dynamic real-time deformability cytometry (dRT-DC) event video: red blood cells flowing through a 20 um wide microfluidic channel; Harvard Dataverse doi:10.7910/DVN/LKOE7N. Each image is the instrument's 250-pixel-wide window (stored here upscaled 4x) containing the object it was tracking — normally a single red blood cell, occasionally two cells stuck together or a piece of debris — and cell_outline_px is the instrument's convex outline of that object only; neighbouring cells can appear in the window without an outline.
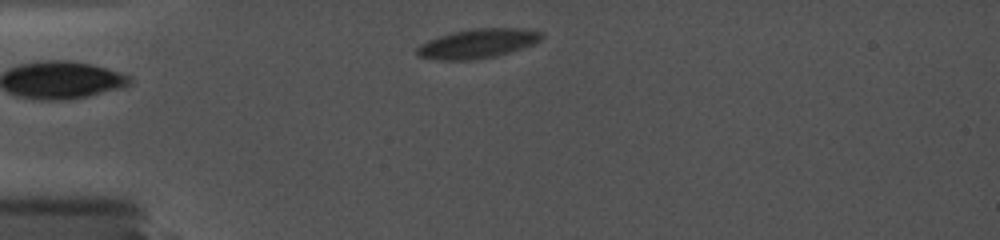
{"species": "common noctule bat (a hibernating species)", "species_latin": "Nyctalus noctula", "temperature_condition": "cold", "stored_images_in_passage": 45, "camera_frame_rate_fps": 5000, "um_per_image_px": 0.085, "animal": {"sex": "female", "body_mass_g": 19.0, "forearm_length_mm": 56.7}, "frame": {"image": 1, "passage_image": 1, "time_ms": 0.0, "image_size_px": [1000, 240], "cell_outline_px": [[544, 36], [540, 40], [532, 44], [492, 56], [460, 60], [448, 60], [420, 56], [416, 52], [416, 48], [420, 44], [436, 36], [452, 32], [472, 28], [528, 28], [544, 32]], "centroid_in_image_um": [40.61, 3.65], "position_along_channel_um": 44.4, "area_um2": 20.87}}